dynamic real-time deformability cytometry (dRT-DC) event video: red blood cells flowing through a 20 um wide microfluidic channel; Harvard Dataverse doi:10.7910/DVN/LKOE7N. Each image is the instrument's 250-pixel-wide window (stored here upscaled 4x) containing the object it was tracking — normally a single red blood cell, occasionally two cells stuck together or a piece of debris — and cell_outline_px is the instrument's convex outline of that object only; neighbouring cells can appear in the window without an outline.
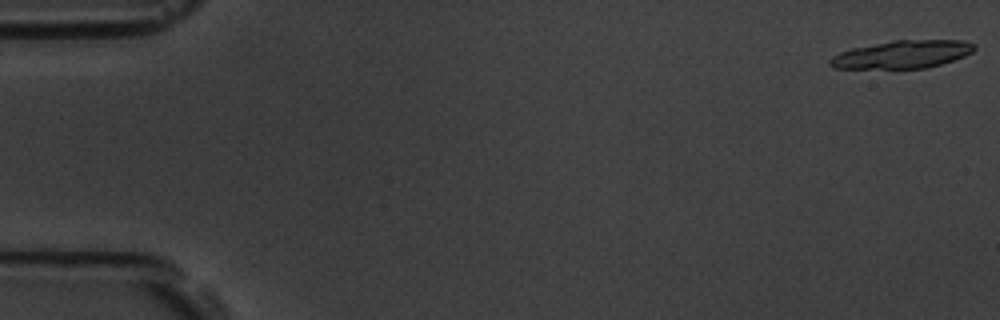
{"species": "common noctule bat (a hibernating species)", "species_latin": "Nyctalus noctula", "temperature_condition": "room temperature", "stored_images_in_passage": 6, "camera_frame_rate_fps": 3000, "um_per_image_px": 0.085, "animal": {"sex": "male", "body_mass_g": 19.5, "forearm_length_mm": 54.6}, "frame": {"image": 1, "passage_image": 1, "time_ms": 0.0, "image_size_px": [1000, 320], "cell_outline_px": [[976, 48], [972, 52], [964, 56], [940, 64], [924, 68], [832, 68], [828, 64], [828, 60], [832, 56], [840, 52], [852, 48], [892, 40], [964, 40], [976, 44]], "centroid_in_image_um": [76.68, 4.61], "position_along_channel_um": 8.3, "area_um2": 23.41}}
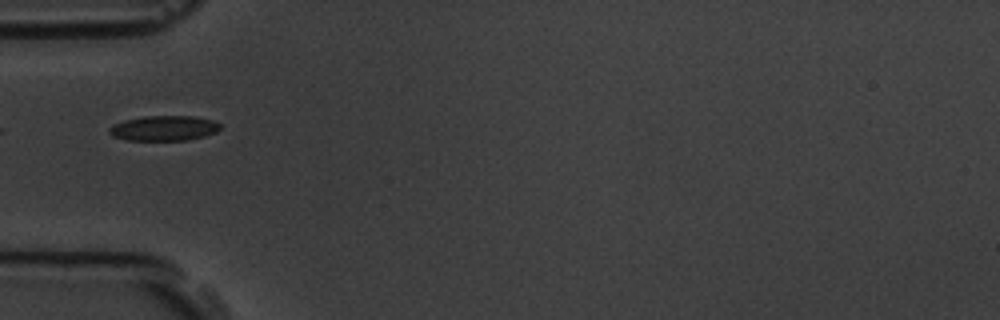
{"frame": {"image": 2, "passage_image": 6, "time_ms": 5.667, "image_size_px": [1000, 320], "cell_outline_px": [[220, 128], [216, 132], [204, 136], [188, 140], [124, 140], [112, 136], [108, 132], [108, 128], [112, 124], [124, 120], [144, 116], [196, 116], [212, 120], [220, 124]], "centroid_in_image_um": [13.89, 10.89], "position_along_channel_um": 71.1, "area_um2": 16.36}}